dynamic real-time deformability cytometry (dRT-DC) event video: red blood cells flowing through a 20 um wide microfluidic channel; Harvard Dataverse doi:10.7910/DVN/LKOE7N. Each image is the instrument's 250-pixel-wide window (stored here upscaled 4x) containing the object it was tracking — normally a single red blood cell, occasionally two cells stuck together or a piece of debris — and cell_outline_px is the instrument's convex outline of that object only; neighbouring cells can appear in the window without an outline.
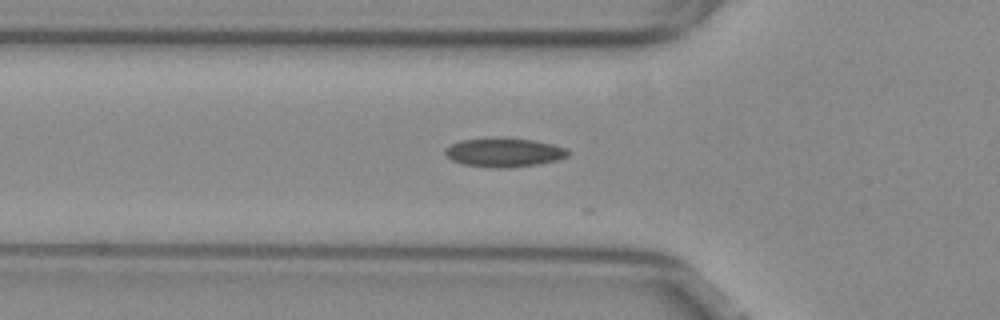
{"species": "common noctule bat (a hibernating species)", "species_latin": "Nyctalus noctula", "temperature_condition": "warm", "stored_images_in_passage": 7, "camera_frame_rate_fps": 3000, "um_per_image_px": 0.085, "animal": {"sex": "female", "body_mass_g": 29.2, "forearm_length_mm": 56.3}, "frame": {"image": 1, "passage_image": 2, "time_ms": 0.333, "image_size_px": [1000, 320], "cell_outline_px": [[568, 156], [560, 160], [536, 164], [508, 168], [492, 168], [464, 164], [452, 160], [444, 152], [444, 148], [460, 140], [504, 136], [532, 140], [552, 144], [568, 148]], "centroid_in_image_um": [42.85, 12.94], "position_along_channel_um": 82.9, "area_um2": 21.04}}
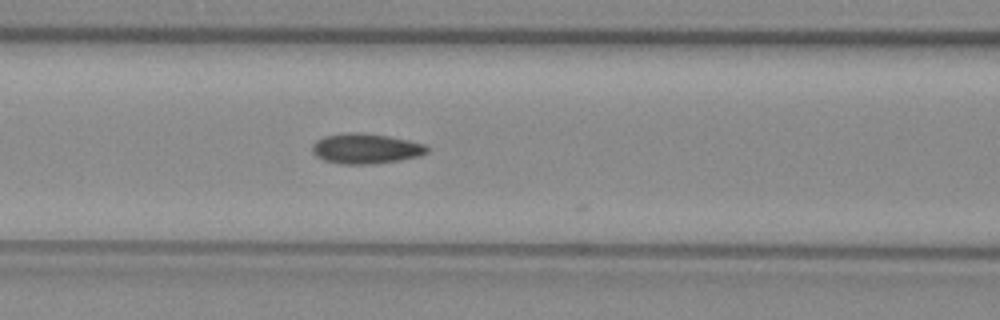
{"frame": {"image": 2, "passage_image": 6, "time_ms": 1.667, "image_size_px": [1000, 320], "cell_outline_px": [[428, 152], [420, 156], [400, 160], [372, 164], [340, 164], [324, 160], [316, 156], [312, 152], [312, 144], [316, 140], [324, 136], [352, 132], [360, 132], [388, 136], [408, 140], [424, 144], [428, 148]], "centroid_in_image_um": [31.08, 12.63], "position_along_channel_um": 135.5, "area_um2": 20.23}}